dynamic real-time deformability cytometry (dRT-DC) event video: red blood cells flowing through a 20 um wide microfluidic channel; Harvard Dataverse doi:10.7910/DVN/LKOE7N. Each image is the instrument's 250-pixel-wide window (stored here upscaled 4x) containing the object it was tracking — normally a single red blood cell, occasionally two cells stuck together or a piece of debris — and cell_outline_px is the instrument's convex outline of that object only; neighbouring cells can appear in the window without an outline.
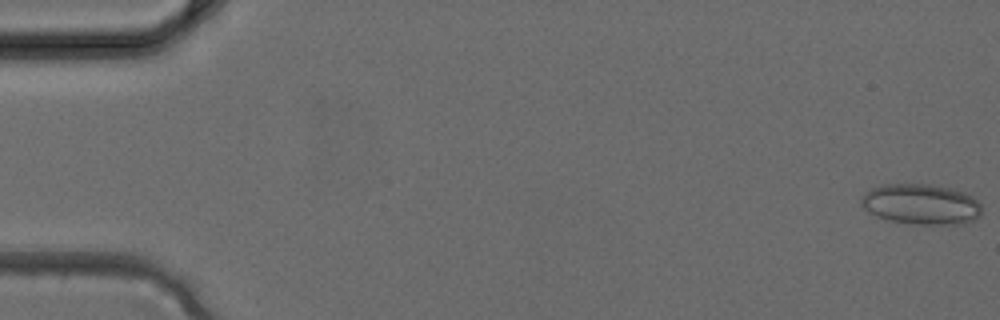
{"species": "common noctule bat (a hibernating species)", "species_latin": "Nyctalus noctula", "temperature_condition": "cold", "stored_images_in_passage": 4, "camera_frame_rate_fps": 3000, "um_per_image_px": 0.085, "animal": {"sex": "female", "body_mass_g": 24.6, "forearm_length_mm": 56.2}, "frame": {"image": 1, "passage_image": 1, "time_ms": 0.0, "image_size_px": [1000, 320], "cell_outline_px": [[980, 216], [972, 220], [960, 224], [916, 224], [888, 220], [876, 216], [868, 212], [860, 204], [860, 200], [872, 188], [884, 184], [928, 184], [952, 188], [964, 192], [972, 196], [980, 204]], "centroid_in_image_um": [78.29, 17.36], "position_along_channel_um": 6.7, "area_um2": 28.32}}